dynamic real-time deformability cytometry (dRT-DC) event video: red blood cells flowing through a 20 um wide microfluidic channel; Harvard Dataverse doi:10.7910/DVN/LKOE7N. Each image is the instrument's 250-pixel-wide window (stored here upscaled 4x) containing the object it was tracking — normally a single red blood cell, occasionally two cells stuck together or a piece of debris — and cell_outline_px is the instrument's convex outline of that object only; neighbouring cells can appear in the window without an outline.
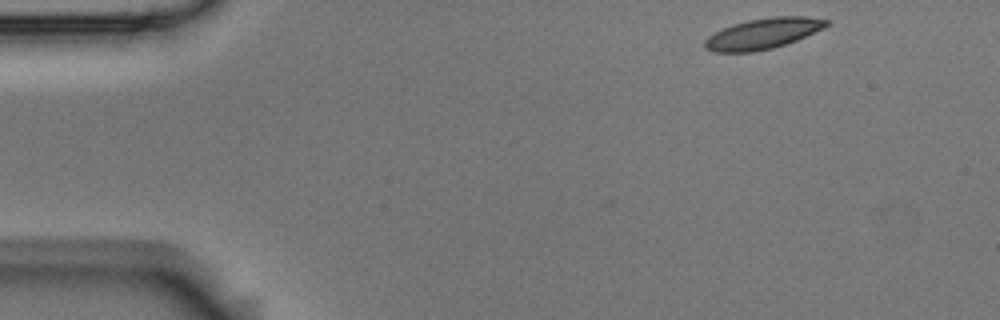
{"species": "Egyptian fruit bat (a non-hibernating species)", "species_latin": "Rousettus aegyptiacus", "temperature_condition": "room temperature", "stored_images_in_passage": 3, "camera_frame_rate_fps": 3000, "um_per_image_px": 0.085, "animal": {"sex": "male"}, "frame": {"image": 1, "passage_image": 1, "time_ms": 0.0, "image_size_px": [1000, 320], "cell_outline_px": [[832, 20], [824, 28], [796, 40], [772, 48], [752, 52], [712, 52], [704, 48], [704, 40], [708, 36], [732, 24], [748, 20], [772, 16], [804, 16]], "centroid_in_image_um": [64.85, 2.85], "position_along_channel_um": 20.2, "area_um2": 21.73}}
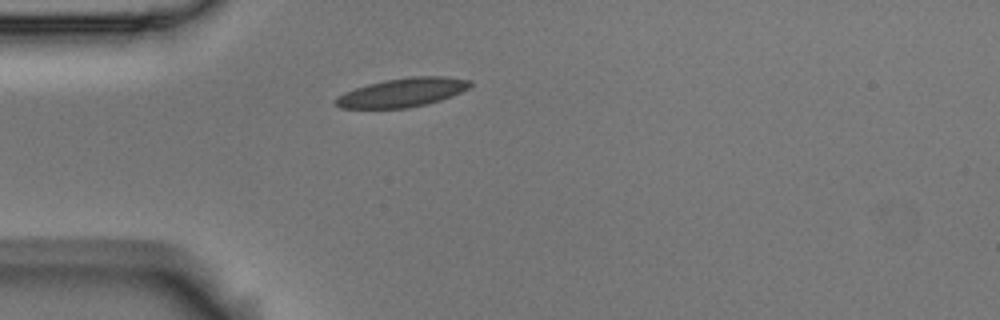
{"frame": {"image": 2, "passage_image": 3, "time_ms": 0.667, "image_size_px": [1000, 320], "cell_outline_px": [[472, 84], [468, 88], [452, 96], [428, 104], [408, 108], [340, 108], [332, 104], [332, 100], [336, 96], [344, 92], [368, 84], [384, 80], [412, 76], [444, 76], [472, 80]], "centroid_in_image_um": [34.17, 7.86], "position_along_channel_um": 50.8, "area_um2": 22.83}}